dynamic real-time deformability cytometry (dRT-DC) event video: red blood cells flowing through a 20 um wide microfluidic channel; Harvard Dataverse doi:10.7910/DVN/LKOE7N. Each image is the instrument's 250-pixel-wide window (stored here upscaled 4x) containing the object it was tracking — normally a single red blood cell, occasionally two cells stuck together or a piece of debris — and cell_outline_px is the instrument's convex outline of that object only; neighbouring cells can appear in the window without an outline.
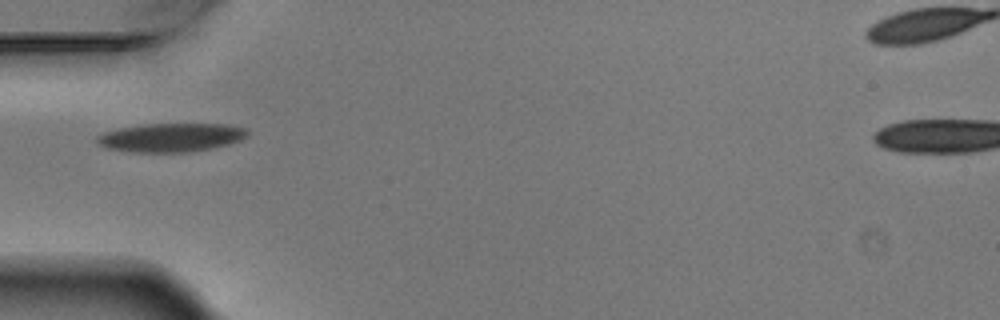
{"species": "Egyptian fruit bat (a non-hibernating species)", "species_latin": "Rousettus aegyptiacus", "temperature_condition": "warm", "stored_images_in_passage": 2, "camera_frame_rate_fps": 3000, "um_per_image_px": 0.085, "animal": {"sex": "male"}, "frame": {"image": 1, "passage_image": 2, "time_ms": 0.333, "image_size_px": [1000, 320], "cell_outline_px": [[248, 132], [240, 140], [228, 144], [212, 148], [188, 152], [132, 152], [108, 148], [100, 144], [96, 140], [96, 136], [104, 132], [120, 128], [140, 124], [228, 124], [248, 128]], "centroid_in_image_um": [14.54, 11.68], "position_along_channel_um": 70.5, "area_um2": 25.09}}